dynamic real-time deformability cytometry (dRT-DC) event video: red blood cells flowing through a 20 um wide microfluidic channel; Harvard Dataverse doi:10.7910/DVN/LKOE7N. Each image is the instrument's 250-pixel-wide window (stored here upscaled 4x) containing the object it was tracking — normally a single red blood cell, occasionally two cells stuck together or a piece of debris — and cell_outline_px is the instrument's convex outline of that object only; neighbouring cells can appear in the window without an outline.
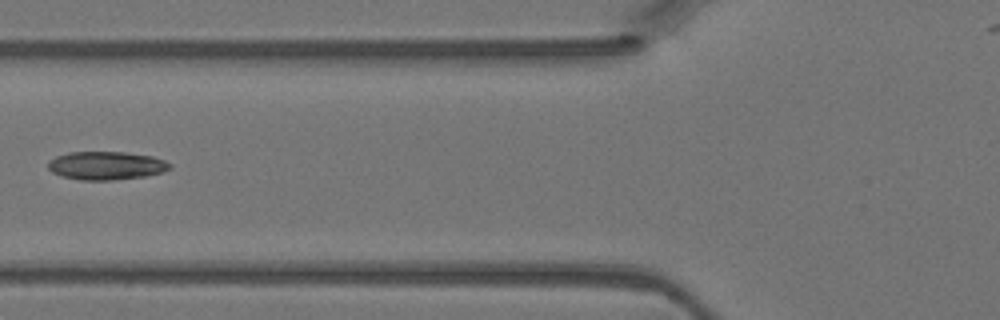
{"species": "Egyptian fruit bat (a non-hibernating species)", "species_latin": "Rousettus aegyptiacus", "temperature_condition": "warm", "stored_images_in_passage": 2, "camera_frame_rate_fps": 3000, "um_per_image_px": 0.085, "animal": {"sex": "female"}, "frame": {"image": 1, "passage_image": 2, "time_ms": 0.333, "image_size_px": [1000, 320], "cell_outline_px": [[172, 168], [160, 172], [144, 176], [112, 180], [80, 180], [64, 176], [52, 172], [48, 168], [48, 160], [56, 156], [68, 152], [124, 152], [152, 156], [164, 160], [172, 164]], "centroid_in_image_um": [9.02, 14.07], "position_along_channel_um": 116.8, "area_um2": 20.0}}